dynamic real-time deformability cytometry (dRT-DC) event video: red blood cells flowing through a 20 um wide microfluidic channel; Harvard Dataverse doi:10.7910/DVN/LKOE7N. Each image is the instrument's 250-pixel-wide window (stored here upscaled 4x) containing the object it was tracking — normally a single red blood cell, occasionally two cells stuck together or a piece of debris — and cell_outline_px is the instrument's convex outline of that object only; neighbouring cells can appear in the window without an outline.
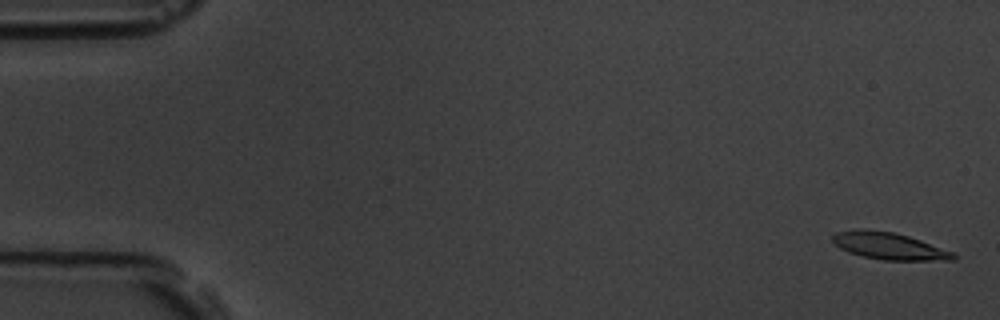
{"species": "common noctule bat (a hibernating species)", "species_latin": "Nyctalus noctula", "temperature_condition": "room temperature", "stored_images_in_passage": 57, "camera_frame_rate_fps": 3000, "um_per_image_px": 0.085, "animal": {"sex": "male", "body_mass_g": 19.5, "forearm_length_mm": 54.6}, "frame": {"image": 1, "passage_image": 2, "time_ms": 0.333, "image_size_px": [1000, 320], "cell_outline_px": [[956, 260], [884, 260], [864, 256], [848, 252], [840, 248], [832, 240], [832, 236], [836, 232], [856, 228], [864, 228], [896, 232], [920, 240], [952, 252], [956, 256]], "centroid_in_image_um": [75.53, 20.89], "position_along_channel_um": 9.5, "area_um2": 18.96}}
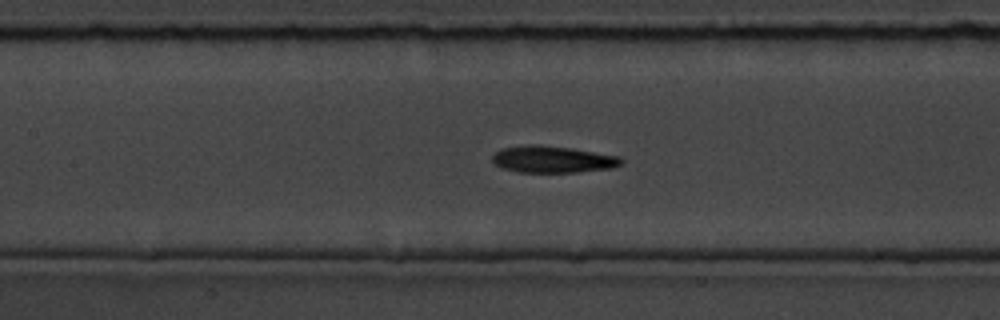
{"frame": {"image": 2, "passage_image": 26, "time_ms": 8.333, "image_size_px": [1000, 320], "cell_outline_px": [[624, 160], [620, 164], [612, 168], [576, 172], [516, 172], [504, 168], [496, 164], [492, 160], [492, 156], [500, 148], [572, 148], [620, 156]], "centroid_in_image_um": [47.07, 13.6], "position_along_channel_um": 160.3, "area_um2": 19.02}}
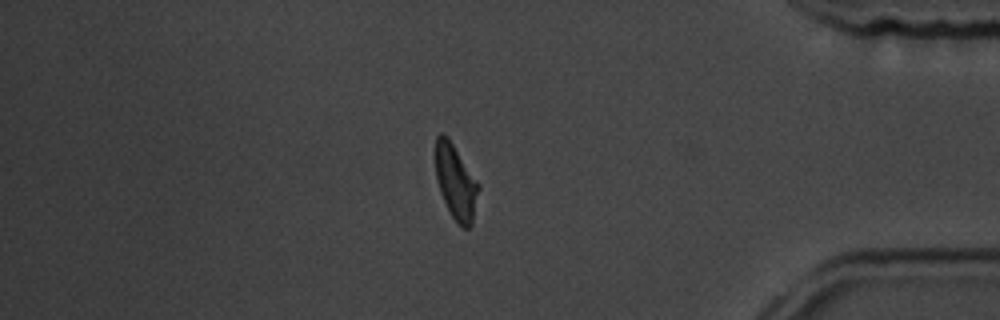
{"frame": {"image": 3, "passage_image": 48, "time_ms": 15.667, "image_size_px": [1000, 320], "cell_outline_px": [[480, 188], [472, 224], [468, 228], [464, 228], [452, 216], [440, 192], [436, 176], [436, 136], [440, 132], [448, 136], [480, 184]], "centroid_in_image_um": [38.76, 15.44], "position_along_channel_um": 396.4, "area_um2": 18.67}, "authors_computed_cell_mechanics": {"area_um2": 19.2474, "velocity_mm_per_s": 3.6614, "shape_relaxation_time_tau1_ms": 4.533, "shape_relaxation_time_tau2_ms": 7.8955, "deformation_change_tau1": 0.1747, "deformation_change_tau2": 0.1449}}